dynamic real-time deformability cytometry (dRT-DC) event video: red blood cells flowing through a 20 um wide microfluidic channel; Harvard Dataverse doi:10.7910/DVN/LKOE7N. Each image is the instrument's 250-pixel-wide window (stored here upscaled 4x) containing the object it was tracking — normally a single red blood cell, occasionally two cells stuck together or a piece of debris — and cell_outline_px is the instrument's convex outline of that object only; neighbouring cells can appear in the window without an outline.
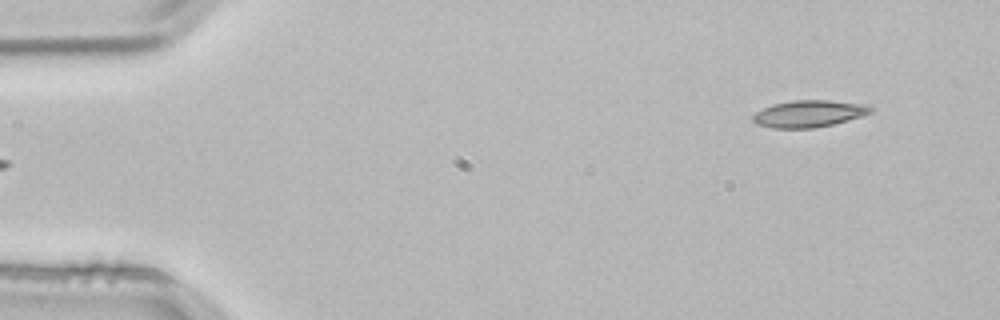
{"species": "common noctule bat (a hibernating species)", "species_latin": "Nyctalus noctula", "temperature_condition": "room temperature", "stored_images_in_passage": 3, "segment_of_instrument_passage": [2, 2], "camera_frame_rate_fps": 3000, "um_per_image_px": 0.085, "animal": {"sex": "male", "body_mass_g": 21.5, "forearm_length_mm": 52.0}, "frame": {"image": 1, "passage_image": 3, "time_ms": 0.667, "image_size_px": [1000, 320], "cell_outline_px": [[876, 108], [872, 112], [832, 124], [812, 128], [772, 128], [756, 124], [752, 120], [752, 116], [756, 112], [772, 104], [792, 100], [828, 100], [868, 104]], "centroid_in_image_um": [68.75, 9.65], "position_along_channel_um": 16.2, "area_um2": 18.44}}